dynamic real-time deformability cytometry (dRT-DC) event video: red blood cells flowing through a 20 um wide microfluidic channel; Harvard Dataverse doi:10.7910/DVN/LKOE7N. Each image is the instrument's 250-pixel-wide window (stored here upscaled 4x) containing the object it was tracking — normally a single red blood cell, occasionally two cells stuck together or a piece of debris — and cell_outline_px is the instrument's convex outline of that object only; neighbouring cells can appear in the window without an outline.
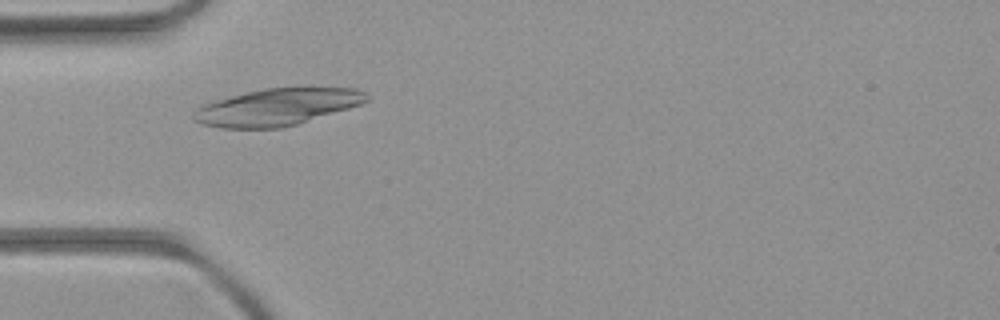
{"species": "common noctule bat (a hibernating species)", "species_latin": "Nyctalus noctula", "temperature_condition": "room temperature", "stored_images_in_passage": 1, "camera_frame_rate_fps": 3000, "um_per_image_px": 0.085, "animal": {"sex": "female", "body_mass_g": 21.9}, "frame": {"image": 1, "passage_image": 1, "time_ms": 0.0, "image_size_px": [1000, 320], "cell_outline_px": [[368, 100], [360, 104], [348, 108], [296, 124], [280, 128], [220, 128], [200, 124], [192, 120], [192, 112], [196, 108], [204, 104], [216, 100], [264, 88], [356, 88], [368, 92]], "centroid_in_image_um": [23.51, 9.1], "position_along_channel_um": 61.5, "area_um2": 36.93}}